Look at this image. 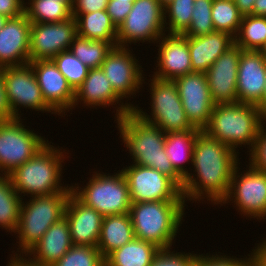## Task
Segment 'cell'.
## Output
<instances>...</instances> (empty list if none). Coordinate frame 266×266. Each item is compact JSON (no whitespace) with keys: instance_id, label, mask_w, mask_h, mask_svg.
Segmentation results:
<instances>
[{"instance_id":"1","label":"cell","mask_w":266,"mask_h":266,"mask_svg":"<svg viewBox=\"0 0 266 266\" xmlns=\"http://www.w3.org/2000/svg\"><path fill=\"white\" fill-rule=\"evenodd\" d=\"M238 153L200 131L194 142L192 163L197 175L188 173L181 188L185 202L206 197L213 205L220 204L228 194L232 173L240 164Z\"/></svg>"},{"instance_id":"2","label":"cell","mask_w":266,"mask_h":266,"mask_svg":"<svg viewBox=\"0 0 266 266\" xmlns=\"http://www.w3.org/2000/svg\"><path fill=\"white\" fill-rule=\"evenodd\" d=\"M120 138L135 165L153 168L170 177L180 188L184 178L174 169L165 151V132L141 119L134 111L116 121Z\"/></svg>"},{"instance_id":"3","label":"cell","mask_w":266,"mask_h":266,"mask_svg":"<svg viewBox=\"0 0 266 266\" xmlns=\"http://www.w3.org/2000/svg\"><path fill=\"white\" fill-rule=\"evenodd\" d=\"M61 150L47 143L32 158L8 174L12 186L21 197L22 194L33 197L72 191L71 186L62 187V163L66 150Z\"/></svg>"},{"instance_id":"4","label":"cell","mask_w":266,"mask_h":266,"mask_svg":"<svg viewBox=\"0 0 266 266\" xmlns=\"http://www.w3.org/2000/svg\"><path fill=\"white\" fill-rule=\"evenodd\" d=\"M264 121L266 118L256 105L241 102L216 104L203 131L235 152L240 145H249L251 150Z\"/></svg>"},{"instance_id":"5","label":"cell","mask_w":266,"mask_h":266,"mask_svg":"<svg viewBox=\"0 0 266 266\" xmlns=\"http://www.w3.org/2000/svg\"><path fill=\"white\" fill-rule=\"evenodd\" d=\"M185 206V201L132 203L129 215L135 237L151 242L160 249H172L185 214Z\"/></svg>"},{"instance_id":"6","label":"cell","mask_w":266,"mask_h":266,"mask_svg":"<svg viewBox=\"0 0 266 266\" xmlns=\"http://www.w3.org/2000/svg\"><path fill=\"white\" fill-rule=\"evenodd\" d=\"M71 192L63 191L51 195L33 196L26 204L22 201L19 224L15 232V235H19H17V240H19L17 251L20 254L18 256L15 252V255L10 257L23 258L24 254L32 249L51 225L64 217Z\"/></svg>"},{"instance_id":"7","label":"cell","mask_w":266,"mask_h":266,"mask_svg":"<svg viewBox=\"0 0 266 266\" xmlns=\"http://www.w3.org/2000/svg\"><path fill=\"white\" fill-rule=\"evenodd\" d=\"M118 171L114 175L94 172L85 187L71 185L72 193L103 217L127 214L132 205L130 192L125 176Z\"/></svg>"},{"instance_id":"8","label":"cell","mask_w":266,"mask_h":266,"mask_svg":"<svg viewBox=\"0 0 266 266\" xmlns=\"http://www.w3.org/2000/svg\"><path fill=\"white\" fill-rule=\"evenodd\" d=\"M152 77L149 85L152 95L150 102L152 116L139 109L138 106L133 108L134 113L144 121L159 127L165 133L196 129L186 117L175 81Z\"/></svg>"},{"instance_id":"9","label":"cell","mask_w":266,"mask_h":266,"mask_svg":"<svg viewBox=\"0 0 266 266\" xmlns=\"http://www.w3.org/2000/svg\"><path fill=\"white\" fill-rule=\"evenodd\" d=\"M164 7L158 0H135L126 19L117 28V46L155 43L166 31ZM152 41V42H151Z\"/></svg>"},{"instance_id":"10","label":"cell","mask_w":266,"mask_h":266,"mask_svg":"<svg viewBox=\"0 0 266 266\" xmlns=\"http://www.w3.org/2000/svg\"><path fill=\"white\" fill-rule=\"evenodd\" d=\"M22 123L21 118L0 121V172L3 175L11 173L48 143Z\"/></svg>"},{"instance_id":"11","label":"cell","mask_w":266,"mask_h":266,"mask_svg":"<svg viewBox=\"0 0 266 266\" xmlns=\"http://www.w3.org/2000/svg\"><path fill=\"white\" fill-rule=\"evenodd\" d=\"M248 169L242 175L239 166L235 167L228 194L220 204L232 201L243 216L266 219V173L250 165Z\"/></svg>"},{"instance_id":"12","label":"cell","mask_w":266,"mask_h":266,"mask_svg":"<svg viewBox=\"0 0 266 266\" xmlns=\"http://www.w3.org/2000/svg\"><path fill=\"white\" fill-rule=\"evenodd\" d=\"M132 203L150 201H185L181 188L168 176L141 165L123 168Z\"/></svg>"},{"instance_id":"13","label":"cell","mask_w":266,"mask_h":266,"mask_svg":"<svg viewBox=\"0 0 266 266\" xmlns=\"http://www.w3.org/2000/svg\"><path fill=\"white\" fill-rule=\"evenodd\" d=\"M7 100L14 118H20L18 113L23 106L35 111H45L56 114L44 101L41 89L31 65H19L3 68Z\"/></svg>"},{"instance_id":"14","label":"cell","mask_w":266,"mask_h":266,"mask_svg":"<svg viewBox=\"0 0 266 266\" xmlns=\"http://www.w3.org/2000/svg\"><path fill=\"white\" fill-rule=\"evenodd\" d=\"M77 36V22L73 16L63 22L31 23L30 61L52 59L69 50Z\"/></svg>"},{"instance_id":"15","label":"cell","mask_w":266,"mask_h":266,"mask_svg":"<svg viewBox=\"0 0 266 266\" xmlns=\"http://www.w3.org/2000/svg\"><path fill=\"white\" fill-rule=\"evenodd\" d=\"M174 81L188 121L194 128L204 130L215 105L211 100L206 73L191 72Z\"/></svg>"},{"instance_id":"16","label":"cell","mask_w":266,"mask_h":266,"mask_svg":"<svg viewBox=\"0 0 266 266\" xmlns=\"http://www.w3.org/2000/svg\"><path fill=\"white\" fill-rule=\"evenodd\" d=\"M128 47H113L101 65L114 91L122 99L139 92L144 82L143 68Z\"/></svg>"},{"instance_id":"17","label":"cell","mask_w":266,"mask_h":266,"mask_svg":"<svg viewBox=\"0 0 266 266\" xmlns=\"http://www.w3.org/2000/svg\"><path fill=\"white\" fill-rule=\"evenodd\" d=\"M45 103L58 115L72 110L75 91L52 59L30 61ZM64 112V113H63Z\"/></svg>"},{"instance_id":"18","label":"cell","mask_w":266,"mask_h":266,"mask_svg":"<svg viewBox=\"0 0 266 266\" xmlns=\"http://www.w3.org/2000/svg\"><path fill=\"white\" fill-rule=\"evenodd\" d=\"M242 51L234 44L206 72L211 100L215 105L238 102L237 74Z\"/></svg>"},{"instance_id":"19","label":"cell","mask_w":266,"mask_h":266,"mask_svg":"<svg viewBox=\"0 0 266 266\" xmlns=\"http://www.w3.org/2000/svg\"><path fill=\"white\" fill-rule=\"evenodd\" d=\"M31 21L26 14L8 18L0 30V68L25 65L30 62Z\"/></svg>"},{"instance_id":"20","label":"cell","mask_w":266,"mask_h":266,"mask_svg":"<svg viewBox=\"0 0 266 266\" xmlns=\"http://www.w3.org/2000/svg\"><path fill=\"white\" fill-rule=\"evenodd\" d=\"M82 101L84 103L83 105L89 108L92 106L95 108L96 106L107 107V105L110 106L121 103L119 107H115L117 108L115 114V119L117 120L123 115L133 111L135 107L133 104H129L126 101L125 104L122 103L123 99L114 91L101 67L90 69L84 82L75 90L73 108Z\"/></svg>"},{"instance_id":"21","label":"cell","mask_w":266,"mask_h":266,"mask_svg":"<svg viewBox=\"0 0 266 266\" xmlns=\"http://www.w3.org/2000/svg\"><path fill=\"white\" fill-rule=\"evenodd\" d=\"M266 60L261 51L243 50L237 74L238 102L258 105L265 90Z\"/></svg>"},{"instance_id":"22","label":"cell","mask_w":266,"mask_h":266,"mask_svg":"<svg viewBox=\"0 0 266 266\" xmlns=\"http://www.w3.org/2000/svg\"><path fill=\"white\" fill-rule=\"evenodd\" d=\"M159 42L157 50L158 70L153 76L163 80H175L192 72L190 52L187 43V36L183 34L165 33L156 41Z\"/></svg>"},{"instance_id":"23","label":"cell","mask_w":266,"mask_h":266,"mask_svg":"<svg viewBox=\"0 0 266 266\" xmlns=\"http://www.w3.org/2000/svg\"><path fill=\"white\" fill-rule=\"evenodd\" d=\"M73 245L97 247L103 216L86 206L72 192L68 197L65 215Z\"/></svg>"},{"instance_id":"24","label":"cell","mask_w":266,"mask_h":266,"mask_svg":"<svg viewBox=\"0 0 266 266\" xmlns=\"http://www.w3.org/2000/svg\"><path fill=\"white\" fill-rule=\"evenodd\" d=\"M72 246L69 223L63 217L51 225L23 259L30 266H53Z\"/></svg>"},{"instance_id":"25","label":"cell","mask_w":266,"mask_h":266,"mask_svg":"<svg viewBox=\"0 0 266 266\" xmlns=\"http://www.w3.org/2000/svg\"><path fill=\"white\" fill-rule=\"evenodd\" d=\"M192 72L206 73L214 61L234 45V37L225 32L187 37Z\"/></svg>"},{"instance_id":"26","label":"cell","mask_w":266,"mask_h":266,"mask_svg":"<svg viewBox=\"0 0 266 266\" xmlns=\"http://www.w3.org/2000/svg\"><path fill=\"white\" fill-rule=\"evenodd\" d=\"M135 238L129 213L103 218L97 248L105 259L112 251Z\"/></svg>"},{"instance_id":"27","label":"cell","mask_w":266,"mask_h":266,"mask_svg":"<svg viewBox=\"0 0 266 266\" xmlns=\"http://www.w3.org/2000/svg\"><path fill=\"white\" fill-rule=\"evenodd\" d=\"M77 22L78 36L89 40H99L117 46V27L106 10L72 14Z\"/></svg>"},{"instance_id":"28","label":"cell","mask_w":266,"mask_h":266,"mask_svg":"<svg viewBox=\"0 0 266 266\" xmlns=\"http://www.w3.org/2000/svg\"><path fill=\"white\" fill-rule=\"evenodd\" d=\"M160 250L155 244L135 237L112 251L104 259L105 266H150Z\"/></svg>"},{"instance_id":"29","label":"cell","mask_w":266,"mask_h":266,"mask_svg":"<svg viewBox=\"0 0 266 266\" xmlns=\"http://www.w3.org/2000/svg\"><path fill=\"white\" fill-rule=\"evenodd\" d=\"M199 129L165 133V151L174 169L185 178L189 173L187 167L183 166L186 162L193 163L194 142L197 138ZM184 163V164H183Z\"/></svg>"},{"instance_id":"30","label":"cell","mask_w":266,"mask_h":266,"mask_svg":"<svg viewBox=\"0 0 266 266\" xmlns=\"http://www.w3.org/2000/svg\"><path fill=\"white\" fill-rule=\"evenodd\" d=\"M22 201L9 176L0 173V227L7 232L17 231Z\"/></svg>"},{"instance_id":"31","label":"cell","mask_w":266,"mask_h":266,"mask_svg":"<svg viewBox=\"0 0 266 266\" xmlns=\"http://www.w3.org/2000/svg\"><path fill=\"white\" fill-rule=\"evenodd\" d=\"M234 44L242 50L261 51L266 45V17L244 15Z\"/></svg>"},{"instance_id":"32","label":"cell","mask_w":266,"mask_h":266,"mask_svg":"<svg viewBox=\"0 0 266 266\" xmlns=\"http://www.w3.org/2000/svg\"><path fill=\"white\" fill-rule=\"evenodd\" d=\"M28 2L27 4L25 2L24 13L31 23L63 22L72 17V10L64 2L58 0H29Z\"/></svg>"},{"instance_id":"33","label":"cell","mask_w":266,"mask_h":266,"mask_svg":"<svg viewBox=\"0 0 266 266\" xmlns=\"http://www.w3.org/2000/svg\"><path fill=\"white\" fill-rule=\"evenodd\" d=\"M114 46L105 41L89 40L77 36L69 47L70 52L89 69L100 68Z\"/></svg>"},{"instance_id":"34","label":"cell","mask_w":266,"mask_h":266,"mask_svg":"<svg viewBox=\"0 0 266 266\" xmlns=\"http://www.w3.org/2000/svg\"><path fill=\"white\" fill-rule=\"evenodd\" d=\"M211 16L215 31L225 32L233 37L243 18L234 0H213Z\"/></svg>"},{"instance_id":"35","label":"cell","mask_w":266,"mask_h":266,"mask_svg":"<svg viewBox=\"0 0 266 266\" xmlns=\"http://www.w3.org/2000/svg\"><path fill=\"white\" fill-rule=\"evenodd\" d=\"M194 2V0H173L168 4L164 8V25H168L165 31L169 34H183L190 26ZM167 17L168 22H166Z\"/></svg>"},{"instance_id":"36","label":"cell","mask_w":266,"mask_h":266,"mask_svg":"<svg viewBox=\"0 0 266 266\" xmlns=\"http://www.w3.org/2000/svg\"><path fill=\"white\" fill-rule=\"evenodd\" d=\"M52 60L74 91L84 82L90 70L70 50L59 53Z\"/></svg>"},{"instance_id":"37","label":"cell","mask_w":266,"mask_h":266,"mask_svg":"<svg viewBox=\"0 0 266 266\" xmlns=\"http://www.w3.org/2000/svg\"><path fill=\"white\" fill-rule=\"evenodd\" d=\"M53 266H105V260L97 247L73 245Z\"/></svg>"},{"instance_id":"38","label":"cell","mask_w":266,"mask_h":266,"mask_svg":"<svg viewBox=\"0 0 266 266\" xmlns=\"http://www.w3.org/2000/svg\"><path fill=\"white\" fill-rule=\"evenodd\" d=\"M213 0H196L194 2L190 26L183 33L187 37H197L214 32L212 23Z\"/></svg>"},{"instance_id":"39","label":"cell","mask_w":266,"mask_h":266,"mask_svg":"<svg viewBox=\"0 0 266 266\" xmlns=\"http://www.w3.org/2000/svg\"><path fill=\"white\" fill-rule=\"evenodd\" d=\"M174 252V253H173ZM196 254L170 251V249H161L150 266H194Z\"/></svg>"},{"instance_id":"40","label":"cell","mask_w":266,"mask_h":266,"mask_svg":"<svg viewBox=\"0 0 266 266\" xmlns=\"http://www.w3.org/2000/svg\"><path fill=\"white\" fill-rule=\"evenodd\" d=\"M266 123L262 125L258 136L251 148L249 155V164L254 169L266 173ZM265 127V128H264Z\"/></svg>"},{"instance_id":"41","label":"cell","mask_w":266,"mask_h":266,"mask_svg":"<svg viewBox=\"0 0 266 266\" xmlns=\"http://www.w3.org/2000/svg\"><path fill=\"white\" fill-rule=\"evenodd\" d=\"M249 258L239 259L226 255H203L196 254L194 266H251V256Z\"/></svg>"},{"instance_id":"42","label":"cell","mask_w":266,"mask_h":266,"mask_svg":"<svg viewBox=\"0 0 266 266\" xmlns=\"http://www.w3.org/2000/svg\"><path fill=\"white\" fill-rule=\"evenodd\" d=\"M134 1L108 0L106 12L118 28L132 9Z\"/></svg>"},{"instance_id":"43","label":"cell","mask_w":266,"mask_h":266,"mask_svg":"<svg viewBox=\"0 0 266 266\" xmlns=\"http://www.w3.org/2000/svg\"><path fill=\"white\" fill-rule=\"evenodd\" d=\"M108 0H74L72 14L90 13L106 10Z\"/></svg>"},{"instance_id":"44","label":"cell","mask_w":266,"mask_h":266,"mask_svg":"<svg viewBox=\"0 0 266 266\" xmlns=\"http://www.w3.org/2000/svg\"><path fill=\"white\" fill-rule=\"evenodd\" d=\"M24 0H0V15L14 18L24 13Z\"/></svg>"},{"instance_id":"45","label":"cell","mask_w":266,"mask_h":266,"mask_svg":"<svg viewBox=\"0 0 266 266\" xmlns=\"http://www.w3.org/2000/svg\"><path fill=\"white\" fill-rule=\"evenodd\" d=\"M14 119L11 108L7 100V93L3 79V68H0V121Z\"/></svg>"},{"instance_id":"46","label":"cell","mask_w":266,"mask_h":266,"mask_svg":"<svg viewBox=\"0 0 266 266\" xmlns=\"http://www.w3.org/2000/svg\"><path fill=\"white\" fill-rule=\"evenodd\" d=\"M251 254V266H266V239L257 244Z\"/></svg>"},{"instance_id":"47","label":"cell","mask_w":266,"mask_h":266,"mask_svg":"<svg viewBox=\"0 0 266 266\" xmlns=\"http://www.w3.org/2000/svg\"><path fill=\"white\" fill-rule=\"evenodd\" d=\"M234 2L243 16L252 14L255 0H234Z\"/></svg>"},{"instance_id":"48","label":"cell","mask_w":266,"mask_h":266,"mask_svg":"<svg viewBox=\"0 0 266 266\" xmlns=\"http://www.w3.org/2000/svg\"><path fill=\"white\" fill-rule=\"evenodd\" d=\"M251 15L266 17V0H255Z\"/></svg>"},{"instance_id":"49","label":"cell","mask_w":266,"mask_h":266,"mask_svg":"<svg viewBox=\"0 0 266 266\" xmlns=\"http://www.w3.org/2000/svg\"><path fill=\"white\" fill-rule=\"evenodd\" d=\"M259 110L262 112L264 117L266 118V83H265V90L262 96L261 102L257 105Z\"/></svg>"},{"instance_id":"50","label":"cell","mask_w":266,"mask_h":266,"mask_svg":"<svg viewBox=\"0 0 266 266\" xmlns=\"http://www.w3.org/2000/svg\"><path fill=\"white\" fill-rule=\"evenodd\" d=\"M7 20H8L7 17L0 15V30L4 27Z\"/></svg>"},{"instance_id":"51","label":"cell","mask_w":266,"mask_h":266,"mask_svg":"<svg viewBox=\"0 0 266 266\" xmlns=\"http://www.w3.org/2000/svg\"><path fill=\"white\" fill-rule=\"evenodd\" d=\"M59 2H64L71 10L73 8V0H58Z\"/></svg>"},{"instance_id":"52","label":"cell","mask_w":266,"mask_h":266,"mask_svg":"<svg viewBox=\"0 0 266 266\" xmlns=\"http://www.w3.org/2000/svg\"><path fill=\"white\" fill-rule=\"evenodd\" d=\"M159 3L165 8L168 4H170L173 0H158Z\"/></svg>"},{"instance_id":"53","label":"cell","mask_w":266,"mask_h":266,"mask_svg":"<svg viewBox=\"0 0 266 266\" xmlns=\"http://www.w3.org/2000/svg\"><path fill=\"white\" fill-rule=\"evenodd\" d=\"M261 52L263 53V56L266 60V45L261 49Z\"/></svg>"},{"instance_id":"54","label":"cell","mask_w":266,"mask_h":266,"mask_svg":"<svg viewBox=\"0 0 266 266\" xmlns=\"http://www.w3.org/2000/svg\"><path fill=\"white\" fill-rule=\"evenodd\" d=\"M117 1H135V0H117Z\"/></svg>"}]
</instances>
